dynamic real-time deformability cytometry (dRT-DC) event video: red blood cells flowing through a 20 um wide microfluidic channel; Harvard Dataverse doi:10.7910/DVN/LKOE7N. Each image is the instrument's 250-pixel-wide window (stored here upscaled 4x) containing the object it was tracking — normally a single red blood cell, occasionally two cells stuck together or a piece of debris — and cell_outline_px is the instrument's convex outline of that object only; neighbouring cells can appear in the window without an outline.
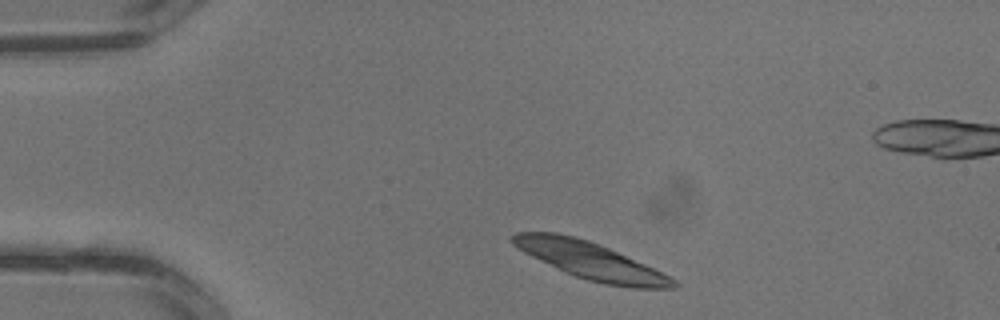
{"species": "common noctule bat (a hibernating species)", "species_latin": "Nyctalus noctula", "temperature_condition": "warm", "stored_images_in_passage": 2, "camera_frame_rate_fps": 3000, "um_per_image_px": 0.085, "animal": {"sex": "male", "body_mass_g": 13.3}, "frame": {"image": 1, "passage_image": 1, "time_ms": 0.0, "image_size_px": [1000, 320], "cell_outline_px": [[680, 284], [676, 288], [632, 288], [604, 284], [588, 280], [576, 276], [532, 256], [524, 252], [512, 244], [508, 240], [508, 236], [516, 232], [556, 232], [576, 236], [600, 244], [644, 264], [676, 280]], "centroid_in_image_um": [50.16, 22.14], "position_along_channel_um": 34.8, "area_um2": 34.33}}